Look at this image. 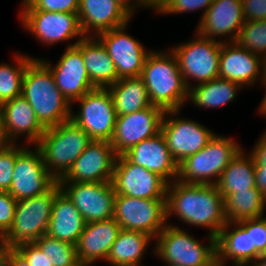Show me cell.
I'll return each mask as SVG.
<instances>
[{
    "label": "cell",
    "instance_id": "6da1fadb",
    "mask_svg": "<svg viewBox=\"0 0 266 266\" xmlns=\"http://www.w3.org/2000/svg\"><path fill=\"white\" fill-rule=\"evenodd\" d=\"M166 210L167 220L174 214L186 224L209 228L215 238L227 223L224 198L213 184L168 183Z\"/></svg>",
    "mask_w": 266,
    "mask_h": 266
},
{
    "label": "cell",
    "instance_id": "7a4b0ae2",
    "mask_svg": "<svg viewBox=\"0 0 266 266\" xmlns=\"http://www.w3.org/2000/svg\"><path fill=\"white\" fill-rule=\"evenodd\" d=\"M21 95L32 106L40 124L45 128L71 120L72 105L58 89L51 70L35 58L24 72Z\"/></svg>",
    "mask_w": 266,
    "mask_h": 266
},
{
    "label": "cell",
    "instance_id": "3957f363",
    "mask_svg": "<svg viewBox=\"0 0 266 266\" xmlns=\"http://www.w3.org/2000/svg\"><path fill=\"white\" fill-rule=\"evenodd\" d=\"M140 77L152 105L166 110L182 109L187 102L188 88L178 61L171 51H152L147 55Z\"/></svg>",
    "mask_w": 266,
    "mask_h": 266
},
{
    "label": "cell",
    "instance_id": "277c9868",
    "mask_svg": "<svg viewBox=\"0 0 266 266\" xmlns=\"http://www.w3.org/2000/svg\"><path fill=\"white\" fill-rule=\"evenodd\" d=\"M93 139L72 120L47 128L35 146L46 169L59 181Z\"/></svg>",
    "mask_w": 266,
    "mask_h": 266
},
{
    "label": "cell",
    "instance_id": "5b68a950",
    "mask_svg": "<svg viewBox=\"0 0 266 266\" xmlns=\"http://www.w3.org/2000/svg\"><path fill=\"white\" fill-rule=\"evenodd\" d=\"M233 139L215 134L204 148L178 164L177 180L216 185L224 169L243 149Z\"/></svg>",
    "mask_w": 266,
    "mask_h": 266
},
{
    "label": "cell",
    "instance_id": "8992f818",
    "mask_svg": "<svg viewBox=\"0 0 266 266\" xmlns=\"http://www.w3.org/2000/svg\"><path fill=\"white\" fill-rule=\"evenodd\" d=\"M207 238L206 246L185 230L168 223L154 238L153 252L166 266L204 265L217 255V238L211 235Z\"/></svg>",
    "mask_w": 266,
    "mask_h": 266
},
{
    "label": "cell",
    "instance_id": "52a82bcc",
    "mask_svg": "<svg viewBox=\"0 0 266 266\" xmlns=\"http://www.w3.org/2000/svg\"><path fill=\"white\" fill-rule=\"evenodd\" d=\"M61 191L57 182L46 193L17 201L11 228L2 236L4 248L35 242L47 233L55 196Z\"/></svg>",
    "mask_w": 266,
    "mask_h": 266
},
{
    "label": "cell",
    "instance_id": "ba28073f",
    "mask_svg": "<svg viewBox=\"0 0 266 266\" xmlns=\"http://www.w3.org/2000/svg\"><path fill=\"white\" fill-rule=\"evenodd\" d=\"M221 47V41L204 38L196 33L194 39L171 49L187 88L192 87L191 79L200 84L219 77Z\"/></svg>",
    "mask_w": 266,
    "mask_h": 266
},
{
    "label": "cell",
    "instance_id": "9c48e42d",
    "mask_svg": "<svg viewBox=\"0 0 266 266\" xmlns=\"http://www.w3.org/2000/svg\"><path fill=\"white\" fill-rule=\"evenodd\" d=\"M113 218L121 229L145 232L155 238L167 225L166 199L116 195Z\"/></svg>",
    "mask_w": 266,
    "mask_h": 266
},
{
    "label": "cell",
    "instance_id": "30bf717a",
    "mask_svg": "<svg viewBox=\"0 0 266 266\" xmlns=\"http://www.w3.org/2000/svg\"><path fill=\"white\" fill-rule=\"evenodd\" d=\"M16 143V161L9 193L17 200L42 195L58 181L46 169L40 150Z\"/></svg>",
    "mask_w": 266,
    "mask_h": 266
},
{
    "label": "cell",
    "instance_id": "8fae6325",
    "mask_svg": "<svg viewBox=\"0 0 266 266\" xmlns=\"http://www.w3.org/2000/svg\"><path fill=\"white\" fill-rule=\"evenodd\" d=\"M75 102L80 110L71 111V120L93 140L110 141L117 114L108 88H94Z\"/></svg>",
    "mask_w": 266,
    "mask_h": 266
},
{
    "label": "cell",
    "instance_id": "7c38bea8",
    "mask_svg": "<svg viewBox=\"0 0 266 266\" xmlns=\"http://www.w3.org/2000/svg\"><path fill=\"white\" fill-rule=\"evenodd\" d=\"M180 112L178 109L166 110L161 124V133L178 164L204 148L215 135L197 121L177 117Z\"/></svg>",
    "mask_w": 266,
    "mask_h": 266
},
{
    "label": "cell",
    "instance_id": "4fadbf2b",
    "mask_svg": "<svg viewBox=\"0 0 266 266\" xmlns=\"http://www.w3.org/2000/svg\"><path fill=\"white\" fill-rule=\"evenodd\" d=\"M19 18L22 27L45 45L50 46L77 37L79 41L85 36L77 13L21 10Z\"/></svg>",
    "mask_w": 266,
    "mask_h": 266
},
{
    "label": "cell",
    "instance_id": "5bb4252c",
    "mask_svg": "<svg viewBox=\"0 0 266 266\" xmlns=\"http://www.w3.org/2000/svg\"><path fill=\"white\" fill-rule=\"evenodd\" d=\"M58 183L86 223L113 218L116 193L111 181Z\"/></svg>",
    "mask_w": 266,
    "mask_h": 266
},
{
    "label": "cell",
    "instance_id": "9a60e30c",
    "mask_svg": "<svg viewBox=\"0 0 266 266\" xmlns=\"http://www.w3.org/2000/svg\"><path fill=\"white\" fill-rule=\"evenodd\" d=\"M116 195L142 199H166L167 182L157 173L116 156L111 180Z\"/></svg>",
    "mask_w": 266,
    "mask_h": 266
},
{
    "label": "cell",
    "instance_id": "2e32d148",
    "mask_svg": "<svg viewBox=\"0 0 266 266\" xmlns=\"http://www.w3.org/2000/svg\"><path fill=\"white\" fill-rule=\"evenodd\" d=\"M165 110L151 105L134 113L117 116L110 143L115 154L123 155L131 147L161 132Z\"/></svg>",
    "mask_w": 266,
    "mask_h": 266
},
{
    "label": "cell",
    "instance_id": "e0dca14e",
    "mask_svg": "<svg viewBox=\"0 0 266 266\" xmlns=\"http://www.w3.org/2000/svg\"><path fill=\"white\" fill-rule=\"evenodd\" d=\"M128 24L126 23L96 35L111 57L119 79L139 77L147 55L151 52V50H146L147 48L138 40L125 32Z\"/></svg>",
    "mask_w": 266,
    "mask_h": 266
},
{
    "label": "cell",
    "instance_id": "ac0fdd59",
    "mask_svg": "<svg viewBox=\"0 0 266 266\" xmlns=\"http://www.w3.org/2000/svg\"><path fill=\"white\" fill-rule=\"evenodd\" d=\"M77 42L68 43L55 65L40 59L51 70L58 89L70 105L96 88L89 79L81 52L75 47Z\"/></svg>",
    "mask_w": 266,
    "mask_h": 266
},
{
    "label": "cell",
    "instance_id": "d6986e66",
    "mask_svg": "<svg viewBox=\"0 0 266 266\" xmlns=\"http://www.w3.org/2000/svg\"><path fill=\"white\" fill-rule=\"evenodd\" d=\"M116 156L110 141L93 140L58 182L111 181Z\"/></svg>",
    "mask_w": 266,
    "mask_h": 266
},
{
    "label": "cell",
    "instance_id": "ffe728a7",
    "mask_svg": "<svg viewBox=\"0 0 266 266\" xmlns=\"http://www.w3.org/2000/svg\"><path fill=\"white\" fill-rule=\"evenodd\" d=\"M244 22L242 0H214L200 17L195 32L216 41H220L217 36L222 39L224 35L227 41L222 42H235Z\"/></svg>",
    "mask_w": 266,
    "mask_h": 266
},
{
    "label": "cell",
    "instance_id": "44dd1931",
    "mask_svg": "<svg viewBox=\"0 0 266 266\" xmlns=\"http://www.w3.org/2000/svg\"><path fill=\"white\" fill-rule=\"evenodd\" d=\"M260 255L252 245L251 219L227 222L221 229L217 237V256L222 266H226L227 260L234 266H250Z\"/></svg>",
    "mask_w": 266,
    "mask_h": 266
},
{
    "label": "cell",
    "instance_id": "7402d4cb",
    "mask_svg": "<svg viewBox=\"0 0 266 266\" xmlns=\"http://www.w3.org/2000/svg\"><path fill=\"white\" fill-rule=\"evenodd\" d=\"M262 76V57L240 47L236 42H222L219 78L243 86H253Z\"/></svg>",
    "mask_w": 266,
    "mask_h": 266
},
{
    "label": "cell",
    "instance_id": "603a6c76",
    "mask_svg": "<svg viewBox=\"0 0 266 266\" xmlns=\"http://www.w3.org/2000/svg\"><path fill=\"white\" fill-rule=\"evenodd\" d=\"M123 155L131 163L157 173L167 183L178 178V163L173 159L161 132L134 145Z\"/></svg>",
    "mask_w": 266,
    "mask_h": 266
},
{
    "label": "cell",
    "instance_id": "cb8c5ba5",
    "mask_svg": "<svg viewBox=\"0 0 266 266\" xmlns=\"http://www.w3.org/2000/svg\"><path fill=\"white\" fill-rule=\"evenodd\" d=\"M77 14L85 36L120 27L132 18L116 0H79Z\"/></svg>",
    "mask_w": 266,
    "mask_h": 266
},
{
    "label": "cell",
    "instance_id": "d4e9b609",
    "mask_svg": "<svg viewBox=\"0 0 266 266\" xmlns=\"http://www.w3.org/2000/svg\"><path fill=\"white\" fill-rule=\"evenodd\" d=\"M0 112L7 138L16 144L19 136L25 135L28 145H35L45 133L29 102L22 96L0 105Z\"/></svg>",
    "mask_w": 266,
    "mask_h": 266
},
{
    "label": "cell",
    "instance_id": "484cf974",
    "mask_svg": "<svg viewBox=\"0 0 266 266\" xmlns=\"http://www.w3.org/2000/svg\"><path fill=\"white\" fill-rule=\"evenodd\" d=\"M120 230L114 218L86 223L76 244L79 263L94 265L98 260L106 261Z\"/></svg>",
    "mask_w": 266,
    "mask_h": 266
},
{
    "label": "cell",
    "instance_id": "4316f807",
    "mask_svg": "<svg viewBox=\"0 0 266 266\" xmlns=\"http://www.w3.org/2000/svg\"><path fill=\"white\" fill-rule=\"evenodd\" d=\"M75 47L81 52L89 79L96 88H107L119 80L111 57L96 36H84Z\"/></svg>",
    "mask_w": 266,
    "mask_h": 266
},
{
    "label": "cell",
    "instance_id": "83f0119b",
    "mask_svg": "<svg viewBox=\"0 0 266 266\" xmlns=\"http://www.w3.org/2000/svg\"><path fill=\"white\" fill-rule=\"evenodd\" d=\"M85 225L79 210L61 190L55 196L46 234L76 245Z\"/></svg>",
    "mask_w": 266,
    "mask_h": 266
},
{
    "label": "cell",
    "instance_id": "f1b7e54d",
    "mask_svg": "<svg viewBox=\"0 0 266 266\" xmlns=\"http://www.w3.org/2000/svg\"><path fill=\"white\" fill-rule=\"evenodd\" d=\"M153 239L145 232L121 229L105 262L112 266H144L141 260Z\"/></svg>",
    "mask_w": 266,
    "mask_h": 266
},
{
    "label": "cell",
    "instance_id": "f546056e",
    "mask_svg": "<svg viewBox=\"0 0 266 266\" xmlns=\"http://www.w3.org/2000/svg\"><path fill=\"white\" fill-rule=\"evenodd\" d=\"M107 88L117 116L134 113L152 105L140 76L121 78Z\"/></svg>",
    "mask_w": 266,
    "mask_h": 266
},
{
    "label": "cell",
    "instance_id": "4dcf8cb0",
    "mask_svg": "<svg viewBox=\"0 0 266 266\" xmlns=\"http://www.w3.org/2000/svg\"><path fill=\"white\" fill-rule=\"evenodd\" d=\"M242 86L236 82L216 78L188 88L187 102L201 108L223 107L234 101Z\"/></svg>",
    "mask_w": 266,
    "mask_h": 266
},
{
    "label": "cell",
    "instance_id": "1f68e13d",
    "mask_svg": "<svg viewBox=\"0 0 266 266\" xmlns=\"http://www.w3.org/2000/svg\"><path fill=\"white\" fill-rule=\"evenodd\" d=\"M242 149L227 165L216 186L222 197L256 187L254 158Z\"/></svg>",
    "mask_w": 266,
    "mask_h": 266
},
{
    "label": "cell",
    "instance_id": "d6a6232c",
    "mask_svg": "<svg viewBox=\"0 0 266 266\" xmlns=\"http://www.w3.org/2000/svg\"><path fill=\"white\" fill-rule=\"evenodd\" d=\"M266 197L256 188L237 191L224 197V211L227 222L264 216Z\"/></svg>",
    "mask_w": 266,
    "mask_h": 266
},
{
    "label": "cell",
    "instance_id": "836d02e7",
    "mask_svg": "<svg viewBox=\"0 0 266 266\" xmlns=\"http://www.w3.org/2000/svg\"><path fill=\"white\" fill-rule=\"evenodd\" d=\"M32 59L18 53L15 65L0 64V105L21 95L24 72Z\"/></svg>",
    "mask_w": 266,
    "mask_h": 266
},
{
    "label": "cell",
    "instance_id": "e575fe53",
    "mask_svg": "<svg viewBox=\"0 0 266 266\" xmlns=\"http://www.w3.org/2000/svg\"><path fill=\"white\" fill-rule=\"evenodd\" d=\"M40 250L45 253L49 266H77L76 245L58 240L49 236L42 235L34 242Z\"/></svg>",
    "mask_w": 266,
    "mask_h": 266
},
{
    "label": "cell",
    "instance_id": "d590c367",
    "mask_svg": "<svg viewBox=\"0 0 266 266\" xmlns=\"http://www.w3.org/2000/svg\"><path fill=\"white\" fill-rule=\"evenodd\" d=\"M260 57L266 56V20L245 21L235 41ZM262 55V56H261Z\"/></svg>",
    "mask_w": 266,
    "mask_h": 266
},
{
    "label": "cell",
    "instance_id": "8d00e7d4",
    "mask_svg": "<svg viewBox=\"0 0 266 266\" xmlns=\"http://www.w3.org/2000/svg\"><path fill=\"white\" fill-rule=\"evenodd\" d=\"M21 10L77 13L79 0H22Z\"/></svg>",
    "mask_w": 266,
    "mask_h": 266
},
{
    "label": "cell",
    "instance_id": "74e56055",
    "mask_svg": "<svg viewBox=\"0 0 266 266\" xmlns=\"http://www.w3.org/2000/svg\"><path fill=\"white\" fill-rule=\"evenodd\" d=\"M213 1L214 0H167L157 13L162 15L179 14L184 12H193L203 8V16Z\"/></svg>",
    "mask_w": 266,
    "mask_h": 266
},
{
    "label": "cell",
    "instance_id": "f35d334b",
    "mask_svg": "<svg viewBox=\"0 0 266 266\" xmlns=\"http://www.w3.org/2000/svg\"><path fill=\"white\" fill-rule=\"evenodd\" d=\"M16 161V144L0 152V192H8Z\"/></svg>",
    "mask_w": 266,
    "mask_h": 266
},
{
    "label": "cell",
    "instance_id": "ab89813d",
    "mask_svg": "<svg viewBox=\"0 0 266 266\" xmlns=\"http://www.w3.org/2000/svg\"><path fill=\"white\" fill-rule=\"evenodd\" d=\"M17 200L9 192H0V236L12 226Z\"/></svg>",
    "mask_w": 266,
    "mask_h": 266
},
{
    "label": "cell",
    "instance_id": "60d3db41",
    "mask_svg": "<svg viewBox=\"0 0 266 266\" xmlns=\"http://www.w3.org/2000/svg\"><path fill=\"white\" fill-rule=\"evenodd\" d=\"M15 249L25 258L30 266H49L48 259L40 248L34 243H23Z\"/></svg>",
    "mask_w": 266,
    "mask_h": 266
},
{
    "label": "cell",
    "instance_id": "b9f144b4",
    "mask_svg": "<svg viewBox=\"0 0 266 266\" xmlns=\"http://www.w3.org/2000/svg\"><path fill=\"white\" fill-rule=\"evenodd\" d=\"M251 239L252 245L262 255L266 253V217L251 219Z\"/></svg>",
    "mask_w": 266,
    "mask_h": 266
},
{
    "label": "cell",
    "instance_id": "7bdbcfd3",
    "mask_svg": "<svg viewBox=\"0 0 266 266\" xmlns=\"http://www.w3.org/2000/svg\"><path fill=\"white\" fill-rule=\"evenodd\" d=\"M245 21L266 20V0H242Z\"/></svg>",
    "mask_w": 266,
    "mask_h": 266
},
{
    "label": "cell",
    "instance_id": "ee69618b",
    "mask_svg": "<svg viewBox=\"0 0 266 266\" xmlns=\"http://www.w3.org/2000/svg\"><path fill=\"white\" fill-rule=\"evenodd\" d=\"M249 153L254 158V168H266V130Z\"/></svg>",
    "mask_w": 266,
    "mask_h": 266
},
{
    "label": "cell",
    "instance_id": "f6af8a7d",
    "mask_svg": "<svg viewBox=\"0 0 266 266\" xmlns=\"http://www.w3.org/2000/svg\"><path fill=\"white\" fill-rule=\"evenodd\" d=\"M121 7H123L124 10H126L131 16H133V13L136 12L135 8H149L147 5V0H116ZM135 10V11H134Z\"/></svg>",
    "mask_w": 266,
    "mask_h": 266
},
{
    "label": "cell",
    "instance_id": "bcb514c9",
    "mask_svg": "<svg viewBox=\"0 0 266 266\" xmlns=\"http://www.w3.org/2000/svg\"><path fill=\"white\" fill-rule=\"evenodd\" d=\"M7 259L9 266H30L15 248H7Z\"/></svg>",
    "mask_w": 266,
    "mask_h": 266
},
{
    "label": "cell",
    "instance_id": "7dc6e473",
    "mask_svg": "<svg viewBox=\"0 0 266 266\" xmlns=\"http://www.w3.org/2000/svg\"><path fill=\"white\" fill-rule=\"evenodd\" d=\"M256 188L266 197V168H254Z\"/></svg>",
    "mask_w": 266,
    "mask_h": 266
},
{
    "label": "cell",
    "instance_id": "c3c4849f",
    "mask_svg": "<svg viewBox=\"0 0 266 266\" xmlns=\"http://www.w3.org/2000/svg\"><path fill=\"white\" fill-rule=\"evenodd\" d=\"M11 144H12V142L6 136L4 124H3V121H2V115H1V112H0V152L4 151Z\"/></svg>",
    "mask_w": 266,
    "mask_h": 266
},
{
    "label": "cell",
    "instance_id": "681fc988",
    "mask_svg": "<svg viewBox=\"0 0 266 266\" xmlns=\"http://www.w3.org/2000/svg\"><path fill=\"white\" fill-rule=\"evenodd\" d=\"M166 1L167 0H147V5L157 12L166 3Z\"/></svg>",
    "mask_w": 266,
    "mask_h": 266
},
{
    "label": "cell",
    "instance_id": "f907efd6",
    "mask_svg": "<svg viewBox=\"0 0 266 266\" xmlns=\"http://www.w3.org/2000/svg\"><path fill=\"white\" fill-rule=\"evenodd\" d=\"M262 84H264L263 87H265V89H266V82L265 83H262ZM257 111H259V113L261 115H263L264 117H266V94L263 97L262 102L260 103V106H259V108H258Z\"/></svg>",
    "mask_w": 266,
    "mask_h": 266
},
{
    "label": "cell",
    "instance_id": "816d5d0a",
    "mask_svg": "<svg viewBox=\"0 0 266 266\" xmlns=\"http://www.w3.org/2000/svg\"><path fill=\"white\" fill-rule=\"evenodd\" d=\"M250 266H266V253L260 255Z\"/></svg>",
    "mask_w": 266,
    "mask_h": 266
},
{
    "label": "cell",
    "instance_id": "f5cc1de1",
    "mask_svg": "<svg viewBox=\"0 0 266 266\" xmlns=\"http://www.w3.org/2000/svg\"><path fill=\"white\" fill-rule=\"evenodd\" d=\"M0 266H9L7 259V248L0 253Z\"/></svg>",
    "mask_w": 266,
    "mask_h": 266
},
{
    "label": "cell",
    "instance_id": "db71d44e",
    "mask_svg": "<svg viewBox=\"0 0 266 266\" xmlns=\"http://www.w3.org/2000/svg\"><path fill=\"white\" fill-rule=\"evenodd\" d=\"M262 83L266 82V56L262 57V76H261Z\"/></svg>",
    "mask_w": 266,
    "mask_h": 266
},
{
    "label": "cell",
    "instance_id": "11a10c76",
    "mask_svg": "<svg viewBox=\"0 0 266 266\" xmlns=\"http://www.w3.org/2000/svg\"><path fill=\"white\" fill-rule=\"evenodd\" d=\"M200 266H222V264L216 255L209 263Z\"/></svg>",
    "mask_w": 266,
    "mask_h": 266
},
{
    "label": "cell",
    "instance_id": "9f6ffc18",
    "mask_svg": "<svg viewBox=\"0 0 266 266\" xmlns=\"http://www.w3.org/2000/svg\"><path fill=\"white\" fill-rule=\"evenodd\" d=\"M4 250V243H3V239L2 236H0V253Z\"/></svg>",
    "mask_w": 266,
    "mask_h": 266
},
{
    "label": "cell",
    "instance_id": "6f0895ef",
    "mask_svg": "<svg viewBox=\"0 0 266 266\" xmlns=\"http://www.w3.org/2000/svg\"><path fill=\"white\" fill-rule=\"evenodd\" d=\"M77 266H92V265H90V264H81V263H79Z\"/></svg>",
    "mask_w": 266,
    "mask_h": 266
}]
</instances>
